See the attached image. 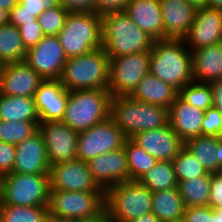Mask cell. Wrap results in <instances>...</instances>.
<instances>
[{
  "label": "cell",
  "instance_id": "cell-1",
  "mask_svg": "<svg viewBox=\"0 0 222 222\" xmlns=\"http://www.w3.org/2000/svg\"><path fill=\"white\" fill-rule=\"evenodd\" d=\"M150 74L179 91L193 81L192 52L184 40H154L150 50Z\"/></svg>",
  "mask_w": 222,
  "mask_h": 222
},
{
  "label": "cell",
  "instance_id": "cell-2",
  "mask_svg": "<svg viewBox=\"0 0 222 222\" xmlns=\"http://www.w3.org/2000/svg\"><path fill=\"white\" fill-rule=\"evenodd\" d=\"M102 47L109 58L150 52L154 39L141 30L125 12L102 15Z\"/></svg>",
  "mask_w": 222,
  "mask_h": 222
},
{
  "label": "cell",
  "instance_id": "cell-3",
  "mask_svg": "<svg viewBox=\"0 0 222 222\" xmlns=\"http://www.w3.org/2000/svg\"><path fill=\"white\" fill-rule=\"evenodd\" d=\"M110 117L127 138L169 124V109L139 102L130 96H115L110 100Z\"/></svg>",
  "mask_w": 222,
  "mask_h": 222
},
{
  "label": "cell",
  "instance_id": "cell-4",
  "mask_svg": "<svg viewBox=\"0 0 222 222\" xmlns=\"http://www.w3.org/2000/svg\"><path fill=\"white\" fill-rule=\"evenodd\" d=\"M59 80L67 91L108 90L109 57L105 49L67 59Z\"/></svg>",
  "mask_w": 222,
  "mask_h": 222
},
{
  "label": "cell",
  "instance_id": "cell-5",
  "mask_svg": "<svg viewBox=\"0 0 222 222\" xmlns=\"http://www.w3.org/2000/svg\"><path fill=\"white\" fill-rule=\"evenodd\" d=\"M109 90L89 89L68 91V100L62 122L72 130H88L110 117Z\"/></svg>",
  "mask_w": 222,
  "mask_h": 222
},
{
  "label": "cell",
  "instance_id": "cell-6",
  "mask_svg": "<svg viewBox=\"0 0 222 222\" xmlns=\"http://www.w3.org/2000/svg\"><path fill=\"white\" fill-rule=\"evenodd\" d=\"M57 38L67 57L102 48V17L96 13H69Z\"/></svg>",
  "mask_w": 222,
  "mask_h": 222
},
{
  "label": "cell",
  "instance_id": "cell-7",
  "mask_svg": "<svg viewBox=\"0 0 222 222\" xmlns=\"http://www.w3.org/2000/svg\"><path fill=\"white\" fill-rule=\"evenodd\" d=\"M105 208L113 222H131L152 211V192L139 181L120 182L105 191Z\"/></svg>",
  "mask_w": 222,
  "mask_h": 222
},
{
  "label": "cell",
  "instance_id": "cell-8",
  "mask_svg": "<svg viewBox=\"0 0 222 222\" xmlns=\"http://www.w3.org/2000/svg\"><path fill=\"white\" fill-rule=\"evenodd\" d=\"M49 174L10 172L3 175L1 204L3 206H48Z\"/></svg>",
  "mask_w": 222,
  "mask_h": 222
},
{
  "label": "cell",
  "instance_id": "cell-9",
  "mask_svg": "<svg viewBox=\"0 0 222 222\" xmlns=\"http://www.w3.org/2000/svg\"><path fill=\"white\" fill-rule=\"evenodd\" d=\"M149 73L150 52L109 58L108 90L111 96H130Z\"/></svg>",
  "mask_w": 222,
  "mask_h": 222
},
{
  "label": "cell",
  "instance_id": "cell-10",
  "mask_svg": "<svg viewBox=\"0 0 222 222\" xmlns=\"http://www.w3.org/2000/svg\"><path fill=\"white\" fill-rule=\"evenodd\" d=\"M49 217L78 220L100 213L105 208V192L50 190Z\"/></svg>",
  "mask_w": 222,
  "mask_h": 222
},
{
  "label": "cell",
  "instance_id": "cell-11",
  "mask_svg": "<svg viewBox=\"0 0 222 222\" xmlns=\"http://www.w3.org/2000/svg\"><path fill=\"white\" fill-rule=\"evenodd\" d=\"M127 137L111 117L88 130L79 132L77 159L88 162L91 159L124 147Z\"/></svg>",
  "mask_w": 222,
  "mask_h": 222
},
{
  "label": "cell",
  "instance_id": "cell-12",
  "mask_svg": "<svg viewBox=\"0 0 222 222\" xmlns=\"http://www.w3.org/2000/svg\"><path fill=\"white\" fill-rule=\"evenodd\" d=\"M50 190L105 192L94 181L87 162L79 159L52 165L49 169Z\"/></svg>",
  "mask_w": 222,
  "mask_h": 222
},
{
  "label": "cell",
  "instance_id": "cell-13",
  "mask_svg": "<svg viewBox=\"0 0 222 222\" xmlns=\"http://www.w3.org/2000/svg\"><path fill=\"white\" fill-rule=\"evenodd\" d=\"M39 132L44 138L51 166L77 159L79 132L72 130L62 121L40 122Z\"/></svg>",
  "mask_w": 222,
  "mask_h": 222
},
{
  "label": "cell",
  "instance_id": "cell-14",
  "mask_svg": "<svg viewBox=\"0 0 222 222\" xmlns=\"http://www.w3.org/2000/svg\"><path fill=\"white\" fill-rule=\"evenodd\" d=\"M67 61L57 36H44L27 50L25 62L44 80L59 79Z\"/></svg>",
  "mask_w": 222,
  "mask_h": 222
},
{
  "label": "cell",
  "instance_id": "cell-15",
  "mask_svg": "<svg viewBox=\"0 0 222 222\" xmlns=\"http://www.w3.org/2000/svg\"><path fill=\"white\" fill-rule=\"evenodd\" d=\"M184 41L190 51L222 43V10L198 8Z\"/></svg>",
  "mask_w": 222,
  "mask_h": 222
},
{
  "label": "cell",
  "instance_id": "cell-16",
  "mask_svg": "<svg viewBox=\"0 0 222 222\" xmlns=\"http://www.w3.org/2000/svg\"><path fill=\"white\" fill-rule=\"evenodd\" d=\"M44 79L25 61L2 65L0 93L6 96L34 97Z\"/></svg>",
  "mask_w": 222,
  "mask_h": 222
},
{
  "label": "cell",
  "instance_id": "cell-17",
  "mask_svg": "<svg viewBox=\"0 0 222 222\" xmlns=\"http://www.w3.org/2000/svg\"><path fill=\"white\" fill-rule=\"evenodd\" d=\"M88 169L98 186L108 188L129 181L127 154L124 147L99 155L87 162Z\"/></svg>",
  "mask_w": 222,
  "mask_h": 222
},
{
  "label": "cell",
  "instance_id": "cell-18",
  "mask_svg": "<svg viewBox=\"0 0 222 222\" xmlns=\"http://www.w3.org/2000/svg\"><path fill=\"white\" fill-rule=\"evenodd\" d=\"M130 139L158 161H172L184 147V142L170 124L139 132Z\"/></svg>",
  "mask_w": 222,
  "mask_h": 222
},
{
  "label": "cell",
  "instance_id": "cell-19",
  "mask_svg": "<svg viewBox=\"0 0 222 222\" xmlns=\"http://www.w3.org/2000/svg\"><path fill=\"white\" fill-rule=\"evenodd\" d=\"M15 161L12 172L23 174H49L48 160L42 134L38 131L32 137L15 145Z\"/></svg>",
  "mask_w": 222,
  "mask_h": 222
},
{
  "label": "cell",
  "instance_id": "cell-20",
  "mask_svg": "<svg viewBox=\"0 0 222 222\" xmlns=\"http://www.w3.org/2000/svg\"><path fill=\"white\" fill-rule=\"evenodd\" d=\"M68 100V91L59 79L44 80L34 94L40 122L61 121Z\"/></svg>",
  "mask_w": 222,
  "mask_h": 222
},
{
  "label": "cell",
  "instance_id": "cell-21",
  "mask_svg": "<svg viewBox=\"0 0 222 222\" xmlns=\"http://www.w3.org/2000/svg\"><path fill=\"white\" fill-rule=\"evenodd\" d=\"M163 39L184 40L194 21L196 8L188 0H160Z\"/></svg>",
  "mask_w": 222,
  "mask_h": 222
},
{
  "label": "cell",
  "instance_id": "cell-22",
  "mask_svg": "<svg viewBox=\"0 0 222 222\" xmlns=\"http://www.w3.org/2000/svg\"><path fill=\"white\" fill-rule=\"evenodd\" d=\"M204 111L184 102L179 96L169 108V124L186 143L189 139L202 136Z\"/></svg>",
  "mask_w": 222,
  "mask_h": 222
},
{
  "label": "cell",
  "instance_id": "cell-23",
  "mask_svg": "<svg viewBox=\"0 0 222 222\" xmlns=\"http://www.w3.org/2000/svg\"><path fill=\"white\" fill-rule=\"evenodd\" d=\"M124 12L154 40H163L160 0H131Z\"/></svg>",
  "mask_w": 222,
  "mask_h": 222
},
{
  "label": "cell",
  "instance_id": "cell-24",
  "mask_svg": "<svg viewBox=\"0 0 222 222\" xmlns=\"http://www.w3.org/2000/svg\"><path fill=\"white\" fill-rule=\"evenodd\" d=\"M178 96V91L158 77L147 74L137 85L130 97L136 101L159 105L169 109Z\"/></svg>",
  "mask_w": 222,
  "mask_h": 222
},
{
  "label": "cell",
  "instance_id": "cell-25",
  "mask_svg": "<svg viewBox=\"0 0 222 222\" xmlns=\"http://www.w3.org/2000/svg\"><path fill=\"white\" fill-rule=\"evenodd\" d=\"M191 52L193 81L210 83L222 78V43Z\"/></svg>",
  "mask_w": 222,
  "mask_h": 222
},
{
  "label": "cell",
  "instance_id": "cell-26",
  "mask_svg": "<svg viewBox=\"0 0 222 222\" xmlns=\"http://www.w3.org/2000/svg\"><path fill=\"white\" fill-rule=\"evenodd\" d=\"M185 208L178 187L152 192L151 212L162 222L182 218Z\"/></svg>",
  "mask_w": 222,
  "mask_h": 222
},
{
  "label": "cell",
  "instance_id": "cell-27",
  "mask_svg": "<svg viewBox=\"0 0 222 222\" xmlns=\"http://www.w3.org/2000/svg\"><path fill=\"white\" fill-rule=\"evenodd\" d=\"M0 120L40 121L34 97L6 96L0 93Z\"/></svg>",
  "mask_w": 222,
  "mask_h": 222
},
{
  "label": "cell",
  "instance_id": "cell-28",
  "mask_svg": "<svg viewBox=\"0 0 222 222\" xmlns=\"http://www.w3.org/2000/svg\"><path fill=\"white\" fill-rule=\"evenodd\" d=\"M26 53L19 28L11 23L0 25V62L25 61Z\"/></svg>",
  "mask_w": 222,
  "mask_h": 222
},
{
  "label": "cell",
  "instance_id": "cell-29",
  "mask_svg": "<svg viewBox=\"0 0 222 222\" xmlns=\"http://www.w3.org/2000/svg\"><path fill=\"white\" fill-rule=\"evenodd\" d=\"M212 174L178 182V190L185 207L208 206Z\"/></svg>",
  "mask_w": 222,
  "mask_h": 222
},
{
  "label": "cell",
  "instance_id": "cell-30",
  "mask_svg": "<svg viewBox=\"0 0 222 222\" xmlns=\"http://www.w3.org/2000/svg\"><path fill=\"white\" fill-rule=\"evenodd\" d=\"M219 137L198 136L189 139L184 146L193 154L203 168L211 174L218 172L217 145Z\"/></svg>",
  "mask_w": 222,
  "mask_h": 222
},
{
  "label": "cell",
  "instance_id": "cell-31",
  "mask_svg": "<svg viewBox=\"0 0 222 222\" xmlns=\"http://www.w3.org/2000/svg\"><path fill=\"white\" fill-rule=\"evenodd\" d=\"M138 181L151 192L178 187L172 161H159Z\"/></svg>",
  "mask_w": 222,
  "mask_h": 222
},
{
  "label": "cell",
  "instance_id": "cell-32",
  "mask_svg": "<svg viewBox=\"0 0 222 222\" xmlns=\"http://www.w3.org/2000/svg\"><path fill=\"white\" fill-rule=\"evenodd\" d=\"M124 149L128 160L129 181H138L159 162L130 138L126 139Z\"/></svg>",
  "mask_w": 222,
  "mask_h": 222
},
{
  "label": "cell",
  "instance_id": "cell-33",
  "mask_svg": "<svg viewBox=\"0 0 222 222\" xmlns=\"http://www.w3.org/2000/svg\"><path fill=\"white\" fill-rule=\"evenodd\" d=\"M47 206H3L0 203V222H48Z\"/></svg>",
  "mask_w": 222,
  "mask_h": 222
},
{
  "label": "cell",
  "instance_id": "cell-34",
  "mask_svg": "<svg viewBox=\"0 0 222 222\" xmlns=\"http://www.w3.org/2000/svg\"><path fill=\"white\" fill-rule=\"evenodd\" d=\"M40 121L0 120V141L17 145L39 131Z\"/></svg>",
  "mask_w": 222,
  "mask_h": 222
},
{
  "label": "cell",
  "instance_id": "cell-35",
  "mask_svg": "<svg viewBox=\"0 0 222 222\" xmlns=\"http://www.w3.org/2000/svg\"><path fill=\"white\" fill-rule=\"evenodd\" d=\"M172 164L178 182L191 180L208 174V172L185 146L172 160Z\"/></svg>",
  "mask_w": 222,
  "mask_h": 222
},
{
  "label": "cell",
  "instance_id": "cell-36",
  "mask_svg": "<svg viewBox=\"0 0 222 222\" xmlns=\"http://www.w3.org/2000/svg\"><path fill=\"white\" fill-rule=\"evenodd\" d=\"M178 96L184 102L203 111L212 106V90L209 83L192 81L178 91Z\"/></svg>",
  "mask_w": 222,
  "mask_h": 222
},
{
  "label": "cell",
  "instance_id": "cell-37",
  "mask_svg": "<svg viewBox=\"0 0 222 222\" xmlns=\"http://www.w3.org/2000/svg\"><path fill=\"white\" fill-rule=\"evenodd\" d=\"M68 14L69 12L60 5L44 11L37 18L44 36H57L62 30Z\"/></svg>",
  "mask_w": 222,
  "mask_h": 222
},
{
  "label": "cell",
  "instance_id": "cell-38",
  "mask_svg": "<svg viewBox=\"0 0 222 222\" xmlns=\"http://www.w3.org/2000/svg\"><path fill=\"white\" fill-rule=\"evenodd\" d=\"M183 218L186 222H222V207H186Z\"/></svg>",
  "mask_w": 222,
  "mask_h": 222
},
{
  "label": "cell",
  "instance_id": "cell-39",
  "mask_svg": "<svg viewBox=\"0 0 222 222\" xmlns=\"http://www.w3.org/2000/svg\"><path fill=\"white\" fill-rule=\"evenodd\" d=\"M222 131V113L210 107L204 111L202 123V136L219 137Z\"/></svg>",
  "mask_w": 222,
  "mask_h": 222
},
{
  "label": "cell",
  "instance_id": "cell-40",
  "mask_svg": "<svg viewBox=\"0 0 222 222\" xmlns=\"http://www.w3.org/2000/svg\"><path fill=\"white\" fill-rule=\"evenodd\" d=\"M59 0H19L11 11H26L38 18L44 11L57 7Z\"/></svg>",
  "mask_w": 222,
  "mask_h": 222
},
{
  "label": "cell",
  "instance_id": "cell-41",
  "mask_svg": "<svg viewBox=\"0 0 222 222\" xmlns=\"http://www.w3.org/2000/svg\"><path fill=\"white\" fill-rule=\"evenodd\" d=\"M22 42L26 50L37 45L44 37L41 26L37 19L34 22H28L18 27Z\"/></svg>",
  "mask_w": 222,
  "mask_h": 222
},
{
  "label": "cell",
  "instance_id": "cell-42",
  "mask_svg": "<svg viewBox=\"0 0 222 222\" xmlns=\"http://www.w3.org/2000/svg\"><path fill=\"white\" fill-rule=\"evenodd\" d=\"M16 147L13 144L0 141V173L12 172L14 168Z\"/></svg>",
  "mask_w": 222,
  "mask_h": 222
},
{
  "label": "cell",
  "instance_id": "cell-43",
  "mask_svg": "<svg viewBox=\"0 0 222 222\" xmlns=\"http://www.w3.org/2000/svg\"><path fill=\"white\" fill-rule=\"evenodd\" d=\"M131 0H95V13L105 15L112 12H124Z\"/></svg>",
  "mask_w": 222,
  "mask_h": 222
},
{
  "label": "cell",
  "instance_id": "cell-44",
  "mask_svg": "<svg viewBox=\"0 0 222 222\" xmlns=\"http://www.w3.org/2000/svg\"><path fill=\"white\" fill-rule=\"evenodd\" d=\"M69 13H95V0H59Z\"/></svg>",
  "mask_w": 222,
  "mask_h": 222
},
{
  "label": "cell",
  "instance_id": "cell-45",
  "mask_svg": "<svg viewBox=\"0 0 222 222\" xmlns=\"http://www.w3.org/2000/svg\"><path fill=\"white\" fill-rule=\"evenodd\" d=\"M209 205L222 207V171L212 174Z\"/></svg>",
  "mask_w": 222,
  "mask_h": 222
},
{
  "label": "cell",
  "instance_id": "cell-46",
  "mask_svg": "<svg viewBox=\"0 0 222 222\" xmlns=\"http://www.w3.org/2000/svg\"><path fill=\"white\" fill-rule=\"evenodd\" d=\"M212 90V107L222 113V78L209 83Z\"/></svg>",
  "mask_w": 222,
  "mask_h": 222
},
{
  "label": "cell",
  "instance_id": "cell-47",
  "mask_svg": "<svg viewBox=\"0 0 222 222\" xmlns=\"http://www.w3.org/2000/svg\"><path fill=\"white\" fill-rule=\"evenodd\" d=\"M37 18L26 11H10L9 23L19 27L28 22H34Z\"/></svg>",
  "mask_w": 222,
  "mask_h": 222
},
{
  "label": "cell",
  "instance_id": "cell-48",
  "mask_svg": "<svg viewBox=\"0 0 222 222\" xmlns=\"http://www.w3.org/2000/svg\"><path fill=\"white\" fill-rule=\"evenodd\" d=\"M76 222H113V221L111 220L106 208H104L100 213L90 217L78 219L76 220Z\"/></svg>",
  "mask_w": 222,
  "mask_h": 222
},
{
  "label": "cell",
  "instance_id": "cell-49",
  "mask_svg": "<svg viewBox=\"0 0 222 222\" xmlns=\"http://www.w3.org/2000/svg\"><path fill=\"white\" fill-rule=\"evenodd\" d=\"M131 222H162L152 212L136 218Z\"/></svg>",
  "mask_w": 222,
  "mask_h": 222
},
{
  "label": "cell",
  "instance_id": "cell-50",
  "mask_svg": "<svg viewBox=\"0 0 222 222\" xmlns=\"http://www.w3.org/2000/svg\"><path fill=\"white\" fill-rule=\"evenodd\" d=\"M18 3L19 0H0V9L10 12Z\"/></svg>",
  "mask_w": 222,
  "mask_h": 222
},
{
  "label": "cell",
  "instance_id": "cell-51",
  "mask_svg": "<svg viewBox=\"0 0 222 222\" xmlns=\"http://www.w3.org/2000/svg\"><path fill=\"white\" fill-rule=\"evenodd\" d=\"M217 160H218V172L222 171V142L219 141L217 145Z\"/></svg>",
  "mask_w": 222,
  "mask_h": 222
},
{
  "label": "cell",
  "instance_id": "cell-52",
  "mask_svg": "<svg viewBox=\"0 0 222 222\" xmlns=\"http://www.w3.org/2000/svg\"><path fill=\"white\" fill-rule=\"evenodd\" d=\"M196 9L208 7V0H188Z\"/></svg>",
  "mask_w": 222,
  "mask_h": 222
},
{
  "label": "cell",
  "instance_id": "cell-53",
  "mask_svg": "<svg viewBox=\"0 0 222 222\" xmlns=\"http://www.w3.org/2000/svg\"><path fill=\"white\" fill-rule=\"evenodd\" d=\"M10 12L4 9H0V25L9 23Z\"/></svg>",
  "mask_w": 222,
  "mask_h": 222
},
{
  "label": "cell",
  "instance_id": "cell-54",
  "mask_svg": "<svg viewBox=\"0 0 222 222\" xmlns=\"http://www.w3.org/2000/svg\"><path fill=\"white\" fill-rule=\"evenodd\" d=\"M208 7L222 10V0H208Z\"/></svg>",
  "mask_w": 222,
  "mask_h": 222
},
{
  "label": "cell",
  "instance_id": "cell-55",
  "mask_svg": "<svg viewBox=\"0 0 222 222\" xmlns=\"http://www.w3.org/2000/svg\"><path fill=\"white\" fill-rule=\"evenodd\" d=\"M48 222H76V220L64 219L58 217H49Z\"/></svg>",
  "mask_w": 222,
  "mask_h": 222
},
{
  "label": "cell",
  "instance_id": "cell-56",
  "mask_svg": "<svg viewBox=\"0 0 222 222\" xmlns=\"http://www.w3.org/2000/svg\"><path fill=\"white\" fill-rule=\"evenodd\" d=\"M2 181H3V175L0 173V202H1V196H2Z\"/></svg>",
  "mask_w": 222,
  "mask_h": 222
},
{
  "label": "cell",
  "instance_id": "cell-57",
  "mask_svg": "<svg viewBox=\"0 0 222 222\" xmlns=\"http://www.w3.org/2000/svg\"><path fill=\"white\" fill-rule=\"evenodd\" d=\"M166 222H186L185 219L182 217L180 219L172 220V221H166Z\"/></svg>",
  "mask_w": 222,
  "mask_h": 222
},
{
  "label": "cell",
  "instance_id": "cell-58",
  "mask_svg": "<svg viewBox=\"0 0 222 222\" xmlns=\"http://www.w3.org/2000/svg\"><path fill=\"white\" fill-rule=\"evenodd\" d=\"M219 140L222 142V131H221V133L219 135Z\"/></svg>",
  "mask_w": 222,
  "mask_h": 222
},
{
  "label": "cell",
  "instance_id": "cell-59",
  "mask_svg": "<svg viewBox=\"0 0 222 222\" xmlns=\"http://www.w3.org/2000/svg\"><path fill=\"white\" fill-rule=\"evenodd\" d=\"M2 65H3V64L0 62V72H1Z\"/></svg>",
  "mask_w": 222,
  "mask_h": 222
}]
</instances>
